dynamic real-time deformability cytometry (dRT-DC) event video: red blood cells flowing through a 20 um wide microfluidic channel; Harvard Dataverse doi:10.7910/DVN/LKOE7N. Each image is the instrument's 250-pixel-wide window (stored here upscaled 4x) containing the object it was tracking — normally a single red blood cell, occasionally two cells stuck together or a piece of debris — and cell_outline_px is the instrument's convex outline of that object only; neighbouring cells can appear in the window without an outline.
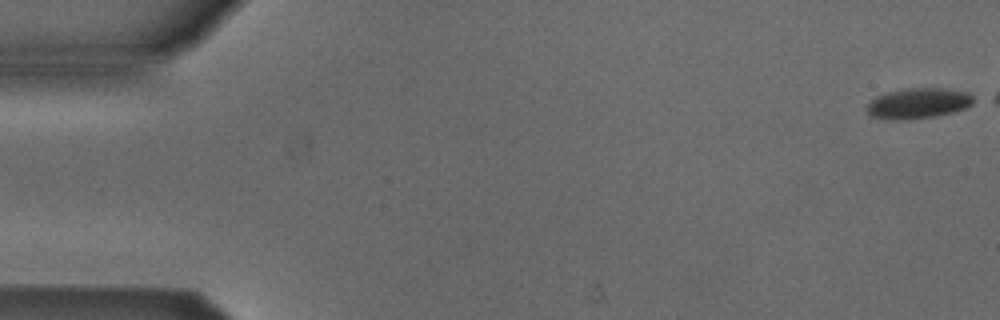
{"species": "Egyptian fruit bat (a non-hibernating species)", "species_latin": "Rousettus aegyptiacus", "temperature_condition": "cold", "stored_images_in_passage": 46, "camera_frame_rate_fps": 3000, "um_per_image_px": 0.085, "animal": {"sex": "male"}, "frame": {"image": 1, "passage_image": 1, "time_ms": 0.0, "image_size_px": [1000, 320], "cell_outline_px": [[980, 100], [956, 112], [936, 116], [900, 120], [872, 116], [868, 112], [868, 104], [876, 96], [888, 92], [912, 88], [940, 88], [968, 92]], "centroid_in_image_um": [78.15, 8.77], "position_along_channel_um": 6.8, "area_um2": 18.84}}
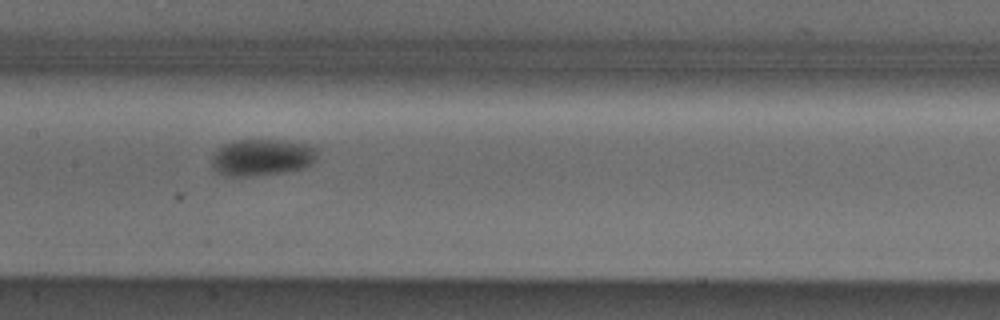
{"frame": {"image": 2, "passage_image": 26, "time_ms": 8.333, "image_size_px": [1000, 320], "cell_outline_px": [[316, 156], [304, 168], [284, 172], [244, 176], [228, 176], [212, 168], [212, 156], [224, 144], [236, 140], [280, 140], [308, 144], [316, 148]], "centroid_in_image_um": [22.25, 13.37], "position_along_channel_um": 185.2, "area_um2": 22.14}}
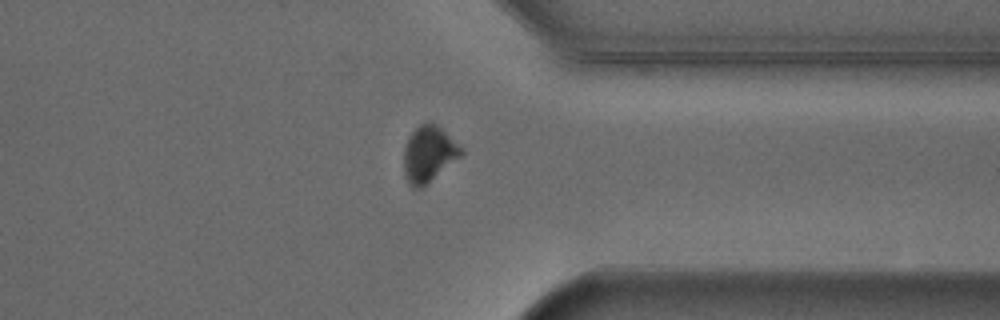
{"frame": {"image": 3, "passage_image": 41, "time_ms": 13.333, "image_size_px": [1000, 320], "cell_outline_px": [[464, 152], [460, 156], [420, 188], [412, 188], [408, 184], [404, 176], [404, 148], [408, 136], [420, 124], [428, 120], [436, 124], [464, 148]], "centroid_in_image_um": [36.42, 13.06], "position_along_channel_um": 375.0, "area_um2": 18.61}, "authors_computed_cell_mechanics": {"area_um2": 20.4323, "velocity_mm_per_s": 3.8859, "shape_relaxation_time_tau1_ms": 2.0766, "shape_relaxation_time_tau2_ms": null, "deformation_change_tau1": 0.0655, "deformation_change_tau2": null}}